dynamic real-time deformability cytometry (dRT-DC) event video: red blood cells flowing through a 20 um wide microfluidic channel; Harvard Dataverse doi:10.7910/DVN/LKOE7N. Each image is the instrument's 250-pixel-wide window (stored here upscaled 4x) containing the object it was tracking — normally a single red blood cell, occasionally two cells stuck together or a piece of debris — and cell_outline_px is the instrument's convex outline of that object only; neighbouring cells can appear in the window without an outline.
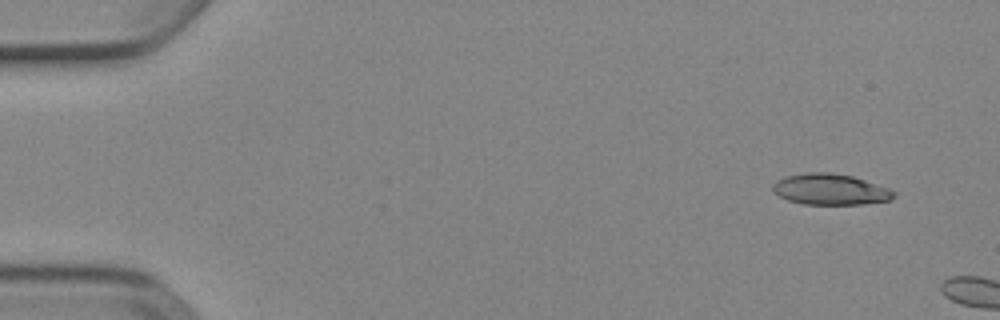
{"species": "Egyptian fruit bat (a non-hibernating species)", "species_latin": "Rousettus aegyptiacus", "temperature_condition": "cold", "stored_images_in_passage": 6, "segment_of_instrument_passage": [2, 2], "camera_frame_rate_fps": 3000, "um_per_image_px": 0.085, "animal": {"sex": "female"}, "frame": {"image": 1, "passage_image": 6, "time_ms": 1.667, "image_size_px": [1000, 320], "cell_outline_px": [[896, 196], [892, 200], [864, 204], [804, 204], [788, 200], [772, 192], [772, 184], [776, 180], [784, 176], [804, 172], [828, 172], [852, 176], [888, 188], [896, 192]], "centroid_in_image_um": [70.55, 16.09], "position_along_channel_um": 14.4, "area_um2": 22.02}}